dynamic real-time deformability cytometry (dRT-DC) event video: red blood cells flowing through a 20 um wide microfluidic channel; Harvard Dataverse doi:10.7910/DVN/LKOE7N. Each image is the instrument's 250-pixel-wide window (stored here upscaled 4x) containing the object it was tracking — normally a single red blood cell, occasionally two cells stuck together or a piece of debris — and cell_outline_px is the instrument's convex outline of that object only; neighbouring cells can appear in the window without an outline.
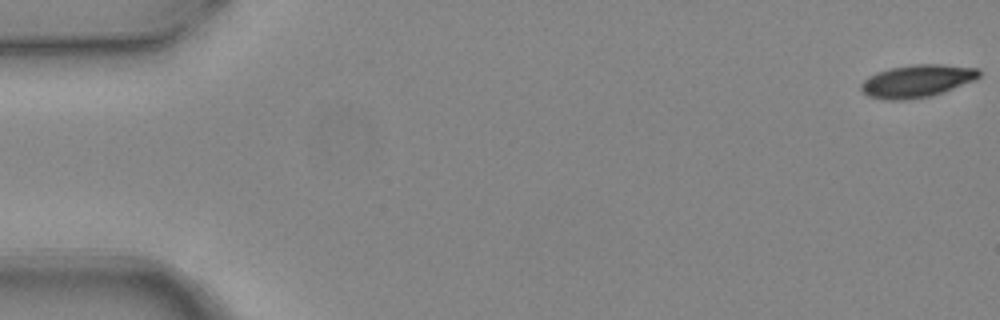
{"species": "common noctule bat (a hibernating species)", "species_latin": "Nyctalus noctula", "temperature_condition": "warm", "stored_images_in_passage": 5, "camera_frame_rate_fps": 3000, "um_per_image_px": 0.085, "animal": {"sex": "female", "body_mass_g": 24.6, "forearm_length_mm": 56.2}, "frame": {"image": 1, "passage_image": 1, "time_ms": 0.0, "image_size_px": [1000, 320], "cell_outline_px": [[980, 76], [976, 80], [944, 92], [932, 96], [904, 100], [888, 100], [868, 96], [860, 88], [860, 84], [868, 76], [876, 72], [892, 68], [912, 64], [940, 64], [980, 68]], "centroid_in_image_um": [77.97, 6.88], "position_along_channel_um": 7.0, "area_um2": 22.6}}
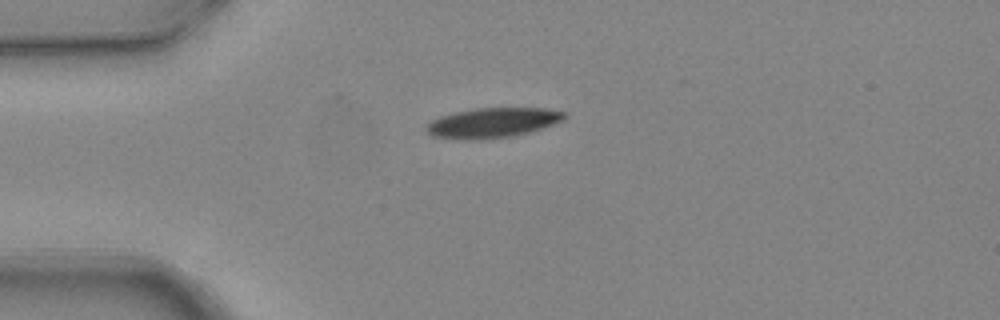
{"frame": {"image": 2, "passage_image": 4, "time_ms": 1.0, "image_size_px": [1000, 320], "cell_outline_px": [[568, 116], [564, 120], [516, 136], [476, 140], [460, 140], [432, 136], [424, 128], [432, 120], [440, 116], [456, 112], [476, 108], [544, 108], [564, 112]], "centroid_in_image_um": [41.85, 10.44], "position_along_channel_um": 43.2, "area_um2": 24.1}}